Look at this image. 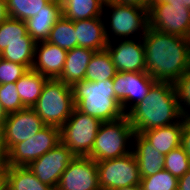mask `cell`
Here are the masks:
<instances>
[{
	"mask_svg": "<svg viewBox=\"0 0 190 190\" xmlns=\"http://www.w3.org/2000/svg\"><path fill=\"white\" fill-rule=\"evenodd\" d=\"M142 39L146 72L155 81L175 83L190 69V39L150 27Z\"/></svg>",
	"mask_w": 190,
	"mask_h": 190,
	"instance_id": "obj_1",
	"label": "cell"
},
{
	"mask_svg": "<svg viewBox=\"0 0 190 190\" xmlns=\"http://www.w3.org/2000/svg\"><path fill=\"white\" fill-rule=\"evenodd\" d=\"M126 116L136 133L168 126L183 119L172 82L156 81L145 98Z\"/></svg>",
	"mask_w": 190,
	"mask_h": 190,
	"instance_id": "obj_2",
	"label": "cell"
},
{
	"mask_svg": "<svg viewBox=\"0 0 190 190\" xmlns=\"http://www.w3.org/2000/svg\"><path fill=\"white\" fill-rule=\"evenodd\" d=\"M113 80L80 81L72 88L75 108L80 112L98 118L102 122L124 117L120 102L113 90Z\"/></svg>",
	"mask_w": 190,
	"mask_h": 190,
	"instance_id": "obj_3",
	"label": "cell"
},
{
	"mask_svg": "<svg viewBox=\"0 0 190 190\" xmlns=\"http://www.w3.org/2000/svg\"><path fill=\"white\" fill-rule=\"evenodd\" d=\"M134 133V128L126 115L113 121L102 122L88 157L99 162L129 154L132 152L129 144L133 142L131 140Z\"/></svg>",
	"mask_w": 190,
	"mask_h": 190,
	"instance_id": "obj_4",
	"label": "cell"
},
{
	"mask_svg": "<svg viewBox=\"0 0 190 190\" xmlns=\"http://www.w3.org/2000/svg\"><path fill=\"white\" fill-rule=\"evenodd\" d=\"M75 108L72 88L58 79H48L32 109L45 125L60 128Z\"/></svg>",
	"mask_w": 190,
	"mask_h": 190,
	"instance_id": "obj_5",
	"label": "cell"
},
{
	"mask_svg": "<svg viewBox=\"0 0 190 190\" xmlns=\"http://www.w3.org/2000/svg\"><path fill=\"white\" fill-rule=\"evenodd\" d=\"M109 9H108V8ZM103 16L106 15L107 10L110 16L105 22V34L108 42L114 41L112 38L118 39H132L143 37L148 26V10L133 6L114 3L103 7ZM108 24V26H107ZM141 33V34H140ZM135 34V35H134ZM137 34V36H136ZM111 37V38H110Z\"/></svg>",
	"mask_w": 190,
	"mask_h": 190,
	"instance_id": "obj_6",
	"label": "cell"
},
{
	"mask_svg": "<svg viewBox=\"0 0 190 190\" xmlns=\"http://www.w3.org/2000/svg\"><path fill=\"white\" fill-rule=\"evenodd\" d=\"M101 124L98 118L74 108L71 116L60 127V142L77 157L89 156Z\"/></svg>",
	"mask_w": 190,
	"mask_h": 190,
	"instance_id": "obj_7",
	"label": "cell"
},
{
	"mask_svg": "<svg viewBox=\"0 0 190 190\" xmlns=\"http://www.w3.org/2000/svg\"><path fill=\"white\" fill-rule=\"evenodd\" d=\"M97 169L100 190H114L141 183L138 162L133 152L119 158L99 161Z\"/></svg>",
	"mask_w": 190,
	"mask_h": 190,
	"instance_id": "obj_8",
	"label": "cell"
},
{
	"mask_svg": "<svg viewBox=\"0 0 190 190\" xmlns=\"http://www.w3.org/2000/svg\"><path fill=\"white\" fill-rule=\"evenodd\" d=\"M148 26L161 33L190 39V9L181 3L150 4Z\"/></svg>",
	"mask_w": 190,
	"mask_h": 190,
	"instance_id": "obj_9",
	"label": "cell"
},
{
	"mask_svg": "<svg viewBox=\"0 0 190 190\" xmlns=\"http://www.w3.org/2000/svg\"><path fill=\"white\" fill-rule=\"evenodd\" d=\"M59 143L60 128L46 125L36 135L15 144L8 151L7 166H29Z\"/></svg>",
	"mask_w": 190,
	"mask_h": 190,
	"instance_id": "obj_10",
	"label": "cell"
},
{
	"mask_svg": "<svg viewBox=\"0 0 190 190\" xmlns=\"http://www.w3.org/2000/svg\"><path fill=\"white\" fill-rule=\"evenodd\" d=\"M112 80L115 97L125 114L145 98L156 82L147 72H117Z\"/></svg>",
	"mask_w": 190,
	"mask_h": 190,
	"instance_id": "obj_11",
	"label": "cell"
},
{
	"mask_svg": "<svg viewBox=\"0 0 190 190\" xmlns=\"http://www.w3.org/2000/svg\"><path fill=\"white\" fill-rule=\"evenodd\" d=\"M75 157L68 147L60 142L28 167L42 183L56 189L62 173Z\"/></svg>",
	"mask_w": 190,
	"mask_h": 190,
	"instance_id": "obj_12",
	"label": "cell"
},
{
	"mask_svg": "<svg viewBox=\"0 0 190 190\" xmlns=\"http://www.w3.org/2000/svg\"><path fill=\"white\" fill-rule=\"evenodd\" d=\"M55 190H100L97 162L88 156H76L62 173Z\"/></svg>",
	"mask_w": 190,
	"mask_h": 190,
	"instance_id": "obj_13",
	"label": "cell"
},
{
	"mask_svg": "<svg viewBox=\"0 0 190 190\" xmlns=\"http://www.w3.org/2000/svg\"><path fill=\"white\" fill-rule=\"evenodd\" d=\"M46 125L32 108L8 114L4 123V141L8 151L17 143L36 135Z\"/></svg>",
	"mask_w": 190,
	"mask_h": 190,
	"instance_id": "obj_14",
	"label": "cell"
},
{
	"mask_svg": "<svg viewBox=\"0 0 190 190\" xmlns=\"http://www.w3.org/2000/svg\"><path fill=\"white\" fill-rule=\"evenodd\" d=\"M117 44V45H116ZM117 72H146L145 53L142 37L122 39L114 44L108 42L105 48Z\"/></svg>",
	"mask_w": 190,
	"mask_h": 190,
	"instance_id": "obj_15",
	"label": "cell"
},
{
	"mask_svg": "<svg viewBox=\"0 0 190 190\" xmlns=\"http://www.w3.org/2000/svg\"><path fill=\"white\" fill-rule=\"evenodd\" d=\"M67 52L48 41L36 42L31 69L48 79H58L63 71Z\"/></svg>",
	"mask_w": 190,
	"mask_h": 190,
	"instance_id": "obj_16",
	"label": "cell"
},
{
	"mask_svg": "<svg viewBox=\"0 0 190 190\" xmlns=\"http://www.w3.org/2000/svg\"><path fill=\"white\" fill-rule=\"evenodd\" d=\"M103 16L74 21L77 45L95 52L105 50L108 41Z\"/></svg>",
	"mask_w": 190,
	"mask_h": 190,
	"instance_id": "obj_17",
	"label": "cell"
},
{
	"mask_svg": "<svg viewBox=\"0 0 190 190\" xmlns=\"http://www.w3.org/2000/svg\"><path fill=\"white\" fill-rule=\"evenodd\" d=\"M62 16L61 0H52L34 17L25 21L27 32L35 42L46 41L54 24Z\"/></svg>",
	"mask_w": 190,
	"mask_h": 190,
	"instance_id": "obj_18",
	"label": "cell"
},
{
	"mask_svg": "<svg viewBox=\"0 0 190 190\" xmlns=\"http://www.w3.org/2000/svg\"><path fill=\"white\" fill-rule=\"evenodd\" d=\"M132 152L138 162L141 178L156 174L164 169V155L157 151L141 134L134 133Z\"/></svg>",
	"mask_w": 190,
	"mask_h": 190,
	"instance_id": "obj_19",
	"label": "cell"
},
{
	"mask_svg": "<svg viewBox=\"0 0 190 190\" xmlns=\"http://www.w3.org/2000/svg\"><path fill=\"white\" fill-rule=\"evenodd\" d=\"M95 51L83 47H75L67 52L63 71L58 80L66 85L84 81L86 69Z\"/></svg>",
	"mask_w": 190,
	"mask_h": 190,
	"instance_id": "obj_20",
	"label": "cell"
},
{
	"mask_svg": "<svg viewBox=\"0 0 190 190\" xmlns=\"http://www.w3.org/2000/svg\"><path fill=\"white\" fill-rule=\"evenodd\" d=\"M183 119L177 123L143 131L141 135L161 154L166 155L171 150L181 146Z\"/></svg>",
	"mask_w": 190,
	"mask_h": 190,
	"instance_id": "obj_21",
	"label": "cell"
},
{
	"mask_svg": "<svg viewBox=\"0 0 190 190\" xmlns=\"http://www.w3.org/2000/svg\"><path fill=\"white\" fill-rule=\"evenodd\" d=\"M3 173L5 190H55L42 183L28 166H6Z\"/></svg>",
	"mask_w": 190,
	"mask_h": 190,
	"instance_id": "obj_22",
	"label": "cell"
},
{
	"mask_svg": "<svg viewBox=\"0 0 190 190\" xmlns=\"http://www.w3.org/2000/svg\"><path fill=\"white\" fill-rule=\"evenodd\" d=\"M48 78L33 69H29L16 82L17 91L25 108H32L41 95Z\"/></svg>",
	"mask_w": 190,
	"mask_h": 190,
	"instance_id": "obj_23",
	"label": "cell"
},
{
	"mask_svg": "<svg viewBox=\"0 0 190 190\" xmlns=\"http://www.w3.org/2000/svg\"><path fill=\"white\" fill-rule=\"evenodd\" d=\"M62 16L76 21L103 16V6L98 0H61Z\"/></svg>",
	"mask_w": 190,
	"mask_h": 190,
	"instance_id": "obj_24",
	"label": "cell"
},
{
	"mask_svg": "<svg viewBox=\"0 0 190 190\" xmlns=\"http://www.w3.org/2000/svg\"><path fill=\"white\" fill-rule=\"evenodd\" d=\"M117 73L108 51L102 50L94 52L86 69V81H106L113 79Z\"/></svg>",
	"mask_w": 190,
	"mask_h": 190,
	"instance_id": "obj_25",
	"label": "cell"
},
{
	"mask_svg": "<svg viewBox=\"0 0 190 190\" xmlns=\"http://www.w3.org/2000/svg\"><path fill=\"white\" fill-rule=\"evenodd\" d=\"M15 43L36 42L28 35L25 21L8 17L0 24V53Z\"/></svg>",
	"mask_w": 190,
	"mask_h": 190,
	"instance_id": "obj_26",
	"label": "cell"
},
{
	"mask_svg": "<svg viewBox=\"0 0 190 190\" xmlns=\"http://www.w3.org/2000/svg\"><path fill=\"white\" fill-rule=\"evenodd\" d=\"M46 41L57 45L66 51L78 47L74 21L61 16V18L54 24Z\"/></svg>",
	"mask_w": 190,
	"mask_h": 190,
	"instance_id": "obj_27",
	"label": "cell"
},
{
	"mask_svg": "<svg viewBox=\"0 0 190 190\" xmlns=\"http://www.w3.org/2000/svg\"><path fill=\"white\" fill-rule=\"evenodd\" d=\"M50 0H6L7 13L10 18L26 21L40 11Z\"/></svg>",
	"mask_w": 190,
	"mask_h": 190,
	"instance_id": "obj_28",
	"label": "cell"
},
{
	"mask_svg": "<svg viewBox=\"0 0 190 190\" xmlns=\"http://www.w3.org/2000/svg\"><path fill=\"white\" fill-rule=\"evenodd\" d=\"M36 43H15L9 44L3 52L1 58L25 65L28 69L32 68L34 61Z\"/></svg>",
	"mask_w": 190,
	"mask_h": 190,
	"instance_id": "obj_29",
	"label": "cell"
},
{
	"mask_svg": "<svg viewBox=\"0 0 190 190\" xmlns=\"http://www.w3.org/2000/svg\"><path fill=\"white\" fill-rule=\"evenodd\" d=\"M140 187L141 190H178V178L163 169L154 175L141 178Z\"/></svg>",
	"mask_w": 190,
	"mask_h": 190,
	"instance_id": "obj_30",
	"label": "cell"
},
{
	"mask_svg": "<svg viewBox=\"0 0 190 190\" xmlns=\"http://www.w3.org/2000/svg\"><path fill=\"white\" fill-rule=\"evenodd\" d=\"M164 160V170L178 179L190 169V159L181 146L164 155Z\"/></svg>",
	"mask_w": 190,
	"mask_h": 190,
	"instance_id": "obj_31",
	"label": "cell"
},
{
	"mask_svg": "<svg viewBox=\"0 0 190 190\" xmlns=\"http://www.w3.org/2000/svg\"><path fill=\"white\" fill-rule=\"evenodd\" d=\"M0 104L7 114L25 109L18 94L16 83L0 84Z\"/></svg>",
	"mask_w": 190,
	"mask_h": 190,
	"instance_id": "obj_32",
	"label": "cell"
},
{
	"mask_svg": "<svg viewBox=\"0 0 190 190\" xmlns=\"http://www.w3.org/2000/svg\"><path fill=\"white\" fill-rule=\"evenodd\" d=\"M178 104L183 118H190V69H188L175 83ZM188 108V109H187Z\"/></svg>",
	"mask_w": 190,
	"mask_h": 190,
	"instance_id": "obj_33",
	"label": "cell"
},
{
	"mask_svg": "<svg viewBox=\"0 0 190 190\" xmlns=\"http://www.w3.org/2000/svg\"><path fill=\"white\" fill-rule=\"evenodd\" d=\"M28 70L25 65L0 58V84L16 83Z\"/></svg>",
	"mask_w": 190,
	"mask_h": 190,
	"instance_id": "obj_34",
	"label": "cell"
},
{
	"mask_svg": "<svg viewBox=\"0 0 190 190\" xmlns=\"http://www.w3.org/2000/svg\"><path fill=\"white\" fill-rule=\"evenodd\" d=\"M181 147L190 159V118H183V129L181 133Z\"/></svg>",
	"mask_w": 190,
	"mask_h": 190,
	"instance_id": "obj_35",
	"label": "cell"
},
{
	"mask_svg": "<svg viewBox=\"0 0 190 190\" xmlns=\"http://www.w3.org/2000/svg\"><path fill=\"white\" fill-rule=\"evenodd\" d=\"M8 149L4 141L3 126H0V170L7 166Z\"/></svg>",
	"mask_w": 190,
	"mask_h": 190,
	"instance_id": "obj_36",
	"label": "cell"
},
{
	"mask_svg": "<svg viewBox=\"0 0 190 190\" xmlns=\"http://www.w3.org/2000/svg\"><path fill=\"white\" fill-rule=\"evenodd\" d=\"M150 1L151 0H118L117 3L123 4V5H133V6H137V7L149 10Z\"/></svg>",
	"mask_w": 190,
	"mask_h": 190,
	"instance_id": "obj_37",
	"label": "cell"
},
{
	"mask_svg": "<svg viewBox=\"0 0 190 190\" xmlns=\"http://www.w3.org/2000/svg\"><path fill=\"white\" fill-rule=\"evenodd\" d=\"M178 190H190V169L178 179Z\"/></svg>",
	"mask_w": 190,
	"mask_h": 190,
	"instance_id": "obj_38",
	"label": "cell"
},
{
	"mask_svg": "<svg viewBox=\"0 0 190 190\" xmlns=\"http://www.w3.org/2000/svg\"><path fill=\"white\" fill-rule=\"evenodd\" d=\"M8 17L6 0H0V24Z\"/></svg>",
	"mask_w": 190,
	"mask_h": 190,
	"instance_id": "obj_39",
	"label": "cell"
},
{
	"mask_svg": "<svg viewBox=\"0 0 190 190\" xmlns=\"http://www.w3.org/2000/svg\"><path fill=\"white\" fill-rule=\"evenodd\" d=\"M8 117L7 112L4 110L3 106L0 104V126H4V123Z\"/></svg>",
	"mask_w": 190,
	"mask_h": 190,
	"instance_id": "obj_40",
	"label": "cell"
},
{
	"mask_svg": "<svg viewBox=\"0 0 190 190\" xmlns=\"http://www.w3.org/2000/svg\"><path fill=\"white\" fill-rule=\"evenodd\" d=\"M167 3H181V5L190 9V0H169Z\"/></svg>",
	"mask_w": 190,
	"mask_h": 190,
	"instance_id": "obj_41",
	"label": "cell"
},
{
	"mask_svg": "<svg viewBox=\"0 0 190 190\" xmlns=\"http://www.w3.org/2000/svg\"><path fill=\"white\" fill-rule=\"evenodd\" d=\"M99 3L103 6L106 7L108 5H112L114 3H117L118 0H98Z\"/></svg>",
	"mask_w": 190,
	"mask_h": 190,
	"instance_id": "obj_42",
	"label": "cell"
},
{
	"mask_svg": "<svg viewBox=\"0 0 190 190\" xmlns=\"http://www.w3.org/2000/svg\"><path fill=\"white\" fill-rule=\"evenodd\" d=\"M114 190H141L140 185H133V186H127L119 189H114Z\"/></svg>",
	"mask_w": 190,
	"mask_h": 190,
	"instance_id": "obj_43",
	"label": "cell"
},
{
	"mask_svg": "<svg viewBox=\"0 0 190 190\" xmlns=\"http://www.w3.org/2000/svg\"><path fill=\"white\" fill-rule=\"evenodd\" d=\"M0 190H4V173L0 170Z\"/></svg>",
	"mask_w": 190,
	"mask_h": 190,
	"instance_id": "obj_44",
	"label": "cell"
},
{
	"mask_svg": "<svg viewBox=\"0 0 190 190\" xmlns=\"http://www.w3.org/2000/svg\"><path fill=\"white\" fill-rule=\"evenodd\" d=\"M169 0H151L150 4H161V3H167Z\"/></svg>",
	"mask_w": 190,
	"mask_h": 190,
	"instance_id": "obj_45",
	"label": "cell"
}]
</instances>
